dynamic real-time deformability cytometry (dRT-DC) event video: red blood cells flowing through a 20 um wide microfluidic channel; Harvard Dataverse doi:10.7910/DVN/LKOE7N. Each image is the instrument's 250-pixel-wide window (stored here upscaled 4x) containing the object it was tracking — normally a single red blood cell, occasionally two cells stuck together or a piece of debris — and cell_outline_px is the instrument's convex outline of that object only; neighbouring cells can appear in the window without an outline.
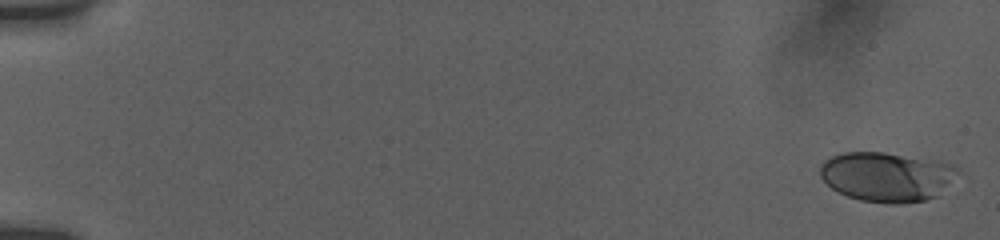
{"species": "human", "species_latin": "Homo sapiens", "temperature_condition": "room temperature", "stored_images_in_passage": 33, "camera_frame_rate_fps": 3000, "um_per_image_px": 0.085, "donor": {"sex": "female"}, "frame": {"image": 1, "passage_image": 1, "time_ms": 0.0, "image_size_px": [1000, 240], "cell_outline_px": [[960, 176], [936, 196], [924, 200], [896, 204], [888, 204], [860, 200], [848, 196], [832, 188], [820, 176], [820, 168], [824, 160], [832, 156], [844, 152], [884, 152], [948, 164], [956, 168]], "centroid_in_image_um": [75.36, 15.03], "position_along_channel_um": 9.6, "area_um2": 39.3}}
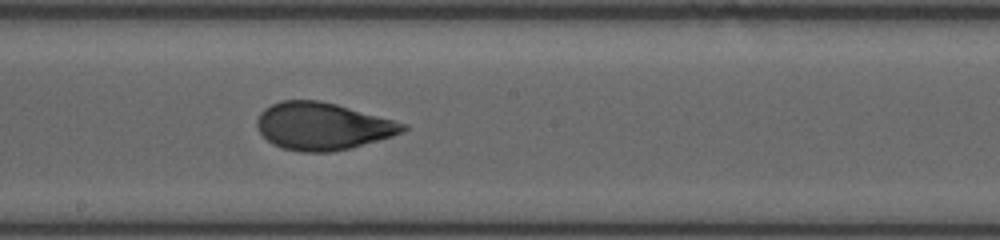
{"frame": {"image": 2, "passage_image": 18, "time_ms": 10.333, "image_size_px": [1000, 240], "cell_outline_px": [[408, 128], [392, 136], [348, 148], [332, 152], [300, 152], [284, 148], [272, 144], [260, 132], [256, 124], [256, 120], [260, 112], [264, 108], [280, 100], [320, 100], [336, 104], [408, 124]], "centroid_in_image_um": [27.38, 10.72], "position_along_channel_um": 220.8, "area_um2": 40.0}}
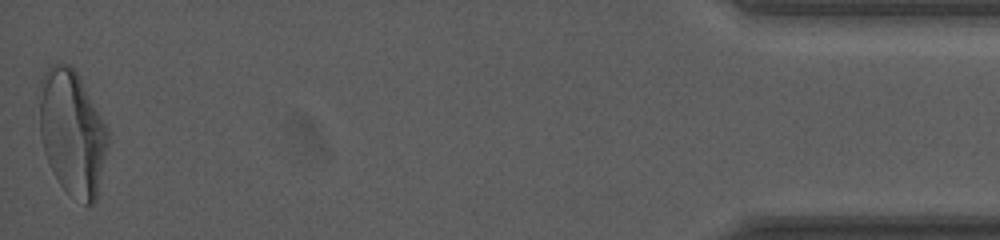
{"frame": {"image": 3, "passage_image": 33, "time_ms": 18.0, "image_size_px": [1000, 240], "cell_outline_px": [[108, 144], [96, 200], [92, 204], [84, 204], [64, 188], [60, 184], [52, 172], [44, 152], [40, 136], [40, 80], [44, 72], [56, 60], [68, 64], [76, 72], [108, 128]], "centroid_in_image_um": [6.12, 11.25], "position_along_channel_um": 429.1, "area_um2": 49.71}, "authors_computed_cell_mechanics": {"area_um2": 39.7664, "velocity_mm_per_s": 3.7698, "shape_relaxation_time_tau1_ms": 3.8047, "shape_relaxation_time_tau2_ms": null, "deformation_change_tau1": 0.1657, "deformation_change_tau2": null}}